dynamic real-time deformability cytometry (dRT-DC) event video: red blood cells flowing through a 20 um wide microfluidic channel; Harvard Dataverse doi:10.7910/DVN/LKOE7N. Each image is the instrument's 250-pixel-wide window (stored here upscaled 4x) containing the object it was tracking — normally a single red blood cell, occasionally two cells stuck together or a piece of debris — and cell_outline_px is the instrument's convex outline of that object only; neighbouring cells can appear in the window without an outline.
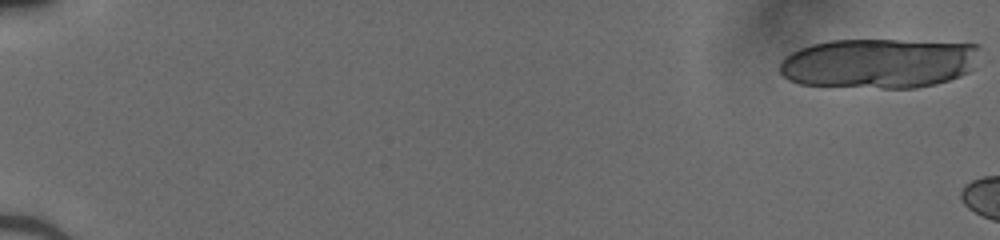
{"species": "human", "species_latin": "Homo sapiens", "temperature_condition": "cold", "stored_images_in_passage": 7, "camera_frame_rate_fps": 3000, "um_per_image_px": 0.085, "donor": {"sex": "male"}, "frame": {"image": 1, "passage_image": 1, "time_ms": 0.0, "image_size_px": [1000, 240], "cell_outline_px": [[984, 52], [972, 68], [968, 72], [960, 76], [936, 84], [916, 88], [880, 88], [800, 84], [788, 80], [780, 72], [780, 64], [784, 56], [800, 48], [812, 44], [828, 40], [896, 40], [980, 44], [984, 48]], "centroid_in_image_um": [74.77, 5.37], "position_along_channel_um": 10.2, "area_um2": 58.84}}